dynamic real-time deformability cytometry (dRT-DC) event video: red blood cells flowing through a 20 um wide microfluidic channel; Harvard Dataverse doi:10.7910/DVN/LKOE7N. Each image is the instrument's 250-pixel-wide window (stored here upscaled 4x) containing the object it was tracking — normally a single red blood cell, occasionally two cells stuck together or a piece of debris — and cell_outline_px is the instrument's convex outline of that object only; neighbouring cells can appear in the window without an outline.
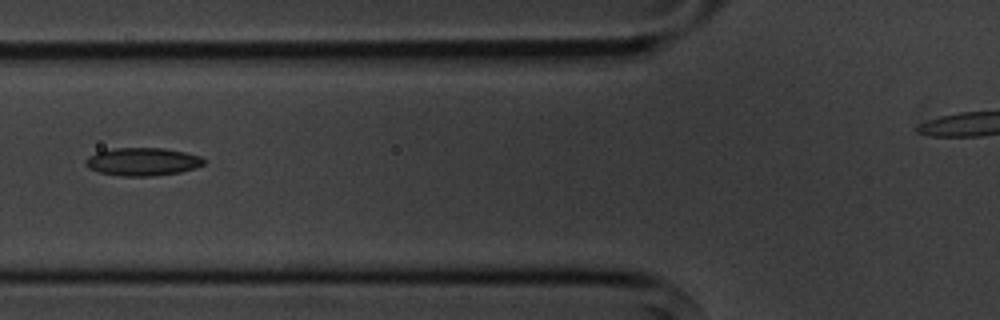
{"species": "common noctule bat (a hibernating species)", "species_latin": "Nyctalus noctula", "temperature_condition": "cold", "stored_images_in_passage": 6, "camera_frame_rate_fps": 3000, "um_per_image_px": 0.085, "animal": {"sex": "male", "body_mass_g": 20.1, "forearm_length_mm": 53.5}, "frame": {"image": 1, "passage_image": 6, "time_ms": 5.667, "image_size_px": [1000, 320], "cell_outline_px": [[204, 164], [196, 168], [180, 172], [152, 176], [120, 176], [100, 172], [88, 168], [84, 164], [84, 160], [88, 156], [96, 152], [112, 148], [164, 148], [184, 152], [200, 156], [204, 160]], "centroid_in_image_um": [12.08, 13.74], "position_along_channel_um": 113.7, "area_um2": 19.36}}